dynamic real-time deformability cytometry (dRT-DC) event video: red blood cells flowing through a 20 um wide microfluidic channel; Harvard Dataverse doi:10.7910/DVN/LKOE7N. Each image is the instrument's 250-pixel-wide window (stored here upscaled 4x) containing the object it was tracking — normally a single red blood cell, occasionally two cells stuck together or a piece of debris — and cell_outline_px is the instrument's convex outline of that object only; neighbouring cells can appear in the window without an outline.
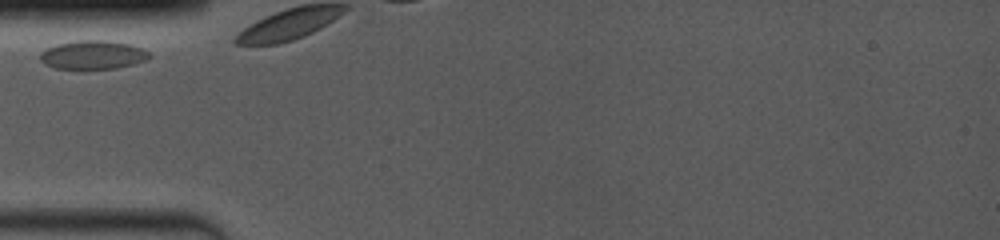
{"species": "common noctule bat (a hibernating species)", "species_latin": "Nyctalus noctula", "temperature_condition": "room temperature", "stored_images_in_passage": 3, "camera_frame_rate_fps": 4000, "um_per_image_px": 0.085, "animal": {"sex": "female", "body_mass_g": 19.0, "forearm_length_mm": 53.3}, "frame": {"image": 1, "passage_image": 1, "time_ms": 0.0, "image_size_px": [1000, 240], "cell_outline_px": [[152, 56], [144, 60], [132, 64], [116, 68], [52, 68], [44, 64], [40, 60], [40, 52], [56, 44], [80, 40], [104, 40], [128, 44], [140, 48], [148, 52]], "centroid_in_image_um": [7.85, 4.66], "position_along_channel_um": 77.2, "area_um2": 17.92}}